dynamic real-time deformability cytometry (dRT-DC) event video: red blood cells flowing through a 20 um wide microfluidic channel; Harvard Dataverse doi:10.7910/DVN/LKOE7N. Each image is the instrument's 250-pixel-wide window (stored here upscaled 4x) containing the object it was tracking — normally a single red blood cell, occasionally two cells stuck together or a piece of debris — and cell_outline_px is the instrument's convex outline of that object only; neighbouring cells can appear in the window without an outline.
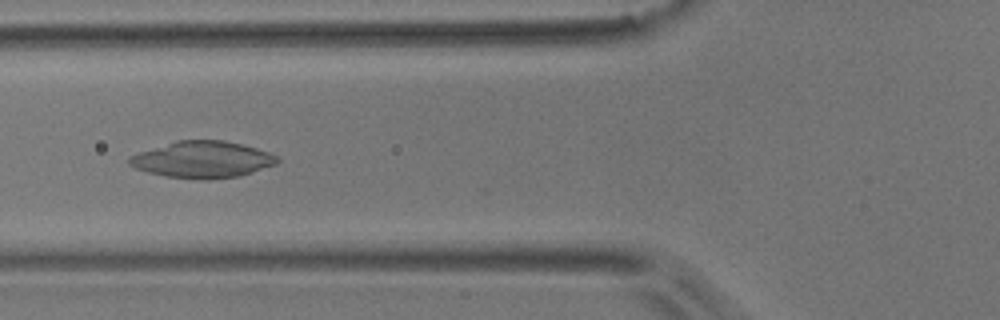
{"species": "common noctule bat (a hibernating species)", "species_latin": "Nyctalus noctula", "temperature_condition": "room temperature", "stored_images_in_passage": 52, "camera_frame_rate_fps": 3000, "um_per_image_px": 0.085, "animal": {"sex": "male", "body_mass_g": 17.9}, "frame": {"image": 1, "passage_image": 19, "time_ms": 6.0, "image_size_px": [1000, 320], "cell_outline_px": [[280, 160], [276, 164], [240, 176], [208, 180], [204, 180], [164, 176], [148, 172], [136, 168], [128, 164], [128, 156], [176, 140], [224, 140], [256, 148], [268, 152], [276, 156]], "centroid_in_image_um": [17.19, 13.57], "position_along_channel_um": 108.6, "area_um2": 31.5}}
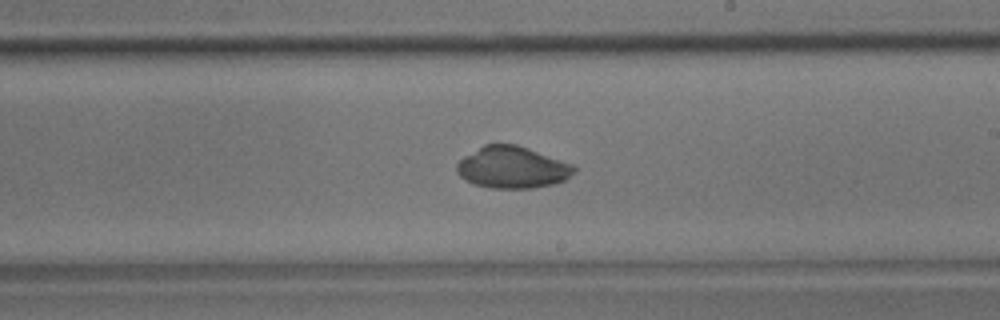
{"frame": {"image": 2, "passage_image": 30, "time_ms": 9.667, "image_size_px": [1000, 320], "cell_outline_px": [[576, 172], [564, 180], [556, 184], [532, 188], [492, 188], [472, 184], [464, 180], [456, 172], [456, 164], [464, 156], [484, 144], [516, 144], [528, 148], [572, 164], [576, 168]], "centroid_in_image_um": [43.53, 14.24], "position_along_channel_um": 245.5, "area_um2": 28.67}}
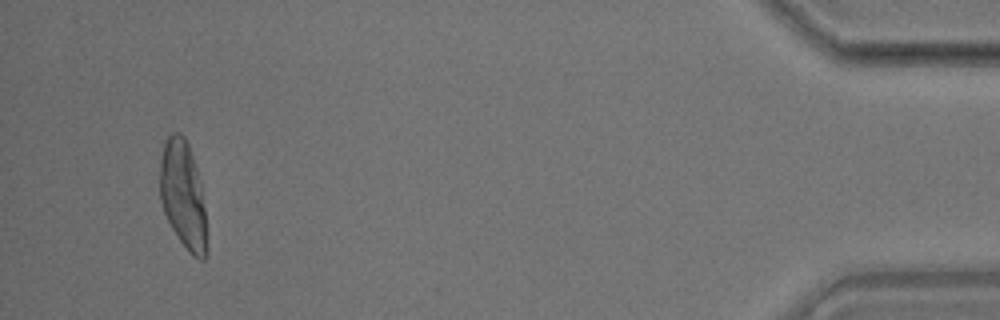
{"frame": {"image": 3, "passage_image": 50, "time_ms": 16.333, "image_size_px": [1000, 320], "cell_outline_px": [[208, 252], [204, 260], [200, 260], [192, 256], [188, 252], [172, 228], [164, 212], [160, 200], [160, 160], [164, 140], [172, 132], [180, 132], [184, 136], [188, 144], [200, 180], [204, 208], [208, 244]], "centroid_in_image_um": [15.56, 16.6], "position_along_channel_um": 419.6, "area_um2": 29.65}, "authors_computed_cell_mechanics": {"area_um2": 29.6514, "velocity_mm_per_s": 3.7266, "shape_relaxation_time_tau1_ms": 7.2756, "shape_relaxation_time_tau2_ms": null, "deformation_change_tau1": 0.255, "deformation_change_tau2": null}}